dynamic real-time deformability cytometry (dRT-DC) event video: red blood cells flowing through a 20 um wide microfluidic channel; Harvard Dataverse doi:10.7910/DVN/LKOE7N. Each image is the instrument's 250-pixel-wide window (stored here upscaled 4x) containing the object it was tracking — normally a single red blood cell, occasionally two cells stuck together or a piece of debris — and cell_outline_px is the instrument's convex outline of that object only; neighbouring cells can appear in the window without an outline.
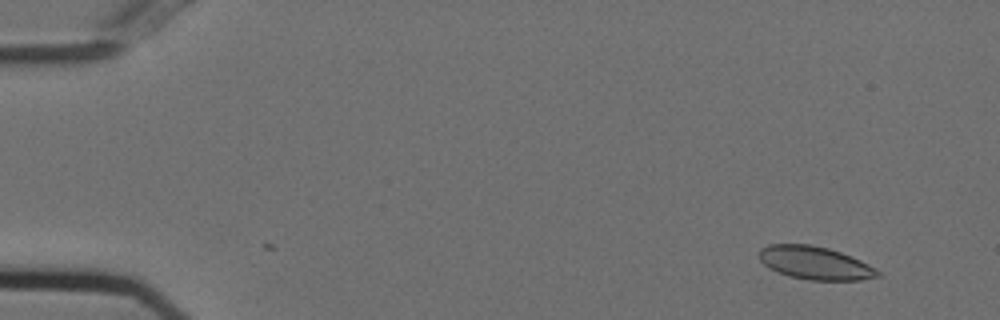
{"species": "Egyptian fruit bat (a non-hibernating species)", "species_latin": "Rousettus aegyptiacus", "temperature_condition": "cold", "stored_images_in_passage": 18, "camera_frame_rate_fps": 3000, "um_per_image_px": 0.085, "animal": {"sex": "female"}, "frame": {"image": 1, "passage_image": 1, "time_ms": 0.0, "image_size_px": [1000, 320], "cell_outline_px": [[880, 276], [860, 280], [808, 280], [788, 276], [768, 268], [760, 260], [760, 248], [768, 244], [812, 244], [828, 248], [840, 252], [860, 260], [868, 264], [880, 272]], "centroid_in_image_um": [69.25, 22.35], "position_along_channel_um": 15.7, "area_um2": 22.83}}
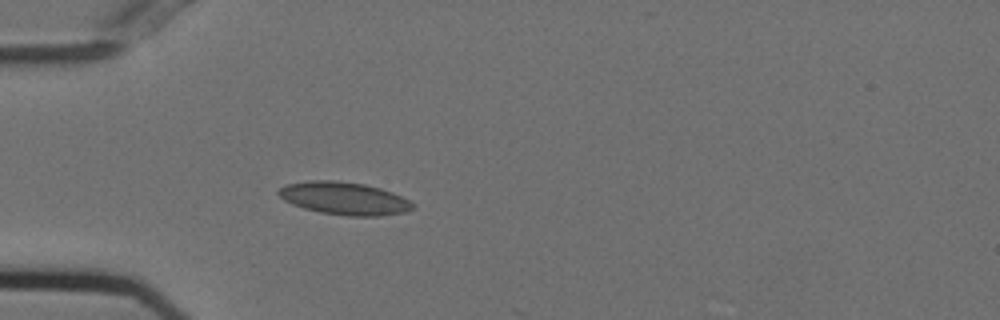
{"frame": {"image": 2, "passage_image": 13, "time_ms": 4.0, "image_size_px": [1000, 320], "cell_outline_px": [[416, 204], [412, 208], [404, 212], [380, 216], [348, 216], [320, 212], [304, 208], [292, 204], [284, 200], [276, 192], [280, 188], [288, 184], [308, 180], [336, 180], [364, 184], [380, 188], [392, 192]], "centroid_in_image_um": [29.25, 16.86], "position_along_channel_um": 55.8, "area_um2": 25.49}}
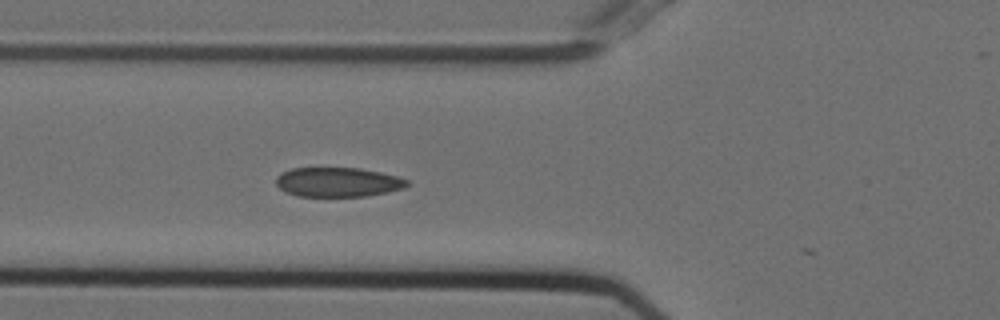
{"frame": {"image": 3, "passage_image": 17, "time_ms": 5.333, "image_size_px": [1000, 320], "cell_outline_px": [[408, 184], [404, 188], [388, 192], [364, 196], [296, 196], [284, 192], [276, 184], [276, 176], [280, 172], [292, 168], [360, 168], [380, 172], [396, 176], [408, 180]], "centroid_in_image_um": [28.68, 15.48], "position_along_channel_um": 97.1, "area_um2": 22.54}}